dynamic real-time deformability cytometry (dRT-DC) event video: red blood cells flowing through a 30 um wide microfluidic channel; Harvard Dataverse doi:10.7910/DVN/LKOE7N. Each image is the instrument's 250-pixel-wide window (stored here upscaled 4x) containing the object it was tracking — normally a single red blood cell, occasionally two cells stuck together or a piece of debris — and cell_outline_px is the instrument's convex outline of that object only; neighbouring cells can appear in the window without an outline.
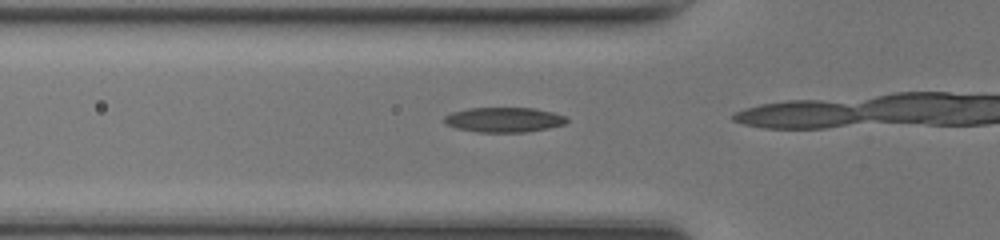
{"species": "common noctule bat (a hibernating species)", "species_latin": "Nyctalus noctula", "temperature_condition": "room temperature", "stored_images_in_passage": 15, "camera_frame_rate_fps": 3000, "um_per_image_px": 0.085, "animal": {"sex": "female", "body_mass_g": 17.0, "forearm_length_mm": 48.0}, "frame": {"image": 1, "passage_image": 12, "time_ms": 3.667, "image_size_px": [1000, 240], "cell_outline_px": [[568, 120], [564, 124], [548, 128], [524, 132], [476, 132], [456, 128], [444, 124], [444, 116], [452, 112], [468, 108], [536, 108], [552, 112], [564, 116]], "centroid_in_image_um": [42.79, 10.18], "position_along_channel_um": 83.0, "area_um2": 17.74}}